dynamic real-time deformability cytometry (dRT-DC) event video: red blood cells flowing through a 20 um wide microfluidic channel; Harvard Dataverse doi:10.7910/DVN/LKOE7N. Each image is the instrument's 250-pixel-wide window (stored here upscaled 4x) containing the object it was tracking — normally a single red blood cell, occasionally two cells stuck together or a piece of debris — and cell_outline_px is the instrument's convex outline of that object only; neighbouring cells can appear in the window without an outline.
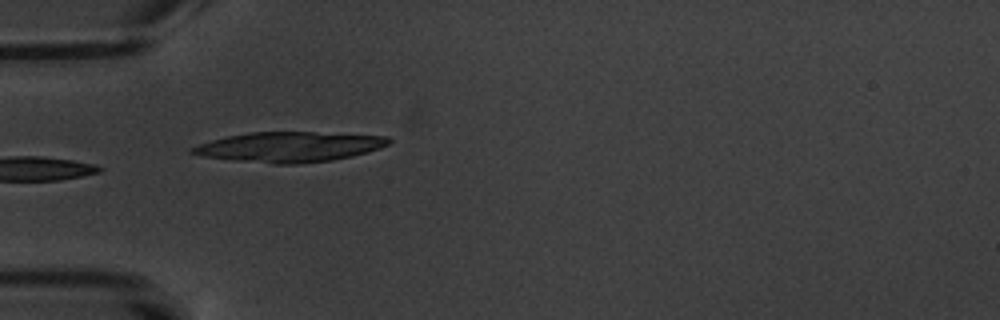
{"species": "common noctule bat (a hibernating species)", "species_latin": "Nyctalus noctula", "temperature_condition": "warm", "stored_images_in_passage": 8, "camera_frame_rate_fps": 3000, "um_per_image_px": 0.085, "animal": {"sex": "male", "body_mass_g": 20.1, "forearm_length_mm": 53.5}, "frame": {"image": 1, "passage_image": 6, "time_ms": 5.667, "image_size_px": [1000, 320], "cell_outline_px": [[392, 140], [388, 144], [380, 148], [352, 156], [332, 160], [296, 164], [272, 164], [236, 160], [204, 156], [188, 152], [188, 148], [212, 140], [228, 136], [248, 132], [316, 132], [388, 136]], "centroid_in_image_um": [24.6, 12.48], "position_along_channel_um": 60.4, "area_um2": 34.33}}